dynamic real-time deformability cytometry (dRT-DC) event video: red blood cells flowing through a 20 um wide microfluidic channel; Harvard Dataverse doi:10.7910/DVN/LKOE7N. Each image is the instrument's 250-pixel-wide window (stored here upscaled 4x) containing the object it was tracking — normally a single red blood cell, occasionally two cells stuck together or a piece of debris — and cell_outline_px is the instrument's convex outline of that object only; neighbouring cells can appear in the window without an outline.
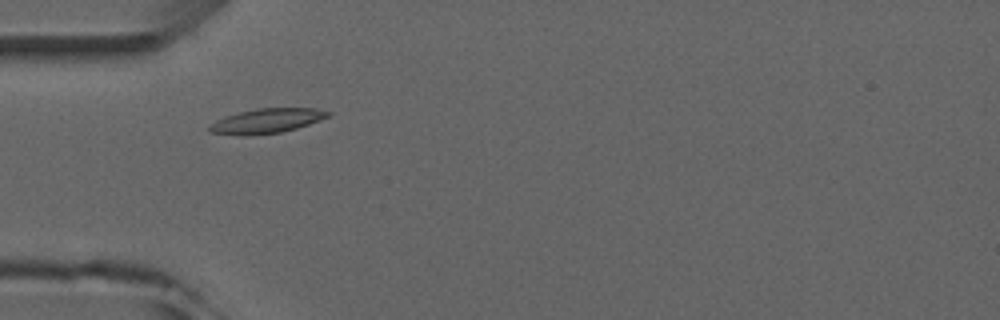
{"species": "common noctule bat (a hibernating species)", "species_latin": "Nyctalus noctula", "temperature_condition": "room temperature", "stored_images_in_passage": 5, "camera_frame_rate_fps": 3000, "um_per_image_px": 0.085, "animal": {"sex": "male", "forearm_length_mm": 52.5}, "frame": {"image": 1, "passage_image": 3, "time_ms": 2.0, "image_size_px": [1000, 320], "cell_outline_px": [[332, 112], [328, 116], [308, 124], [296, 128], [280, 132], [252, 136], [244, 136], [208, 132], [208, 128], [216, 120], [224, 116], [256, 108], [316, 108]], "centroid_in_image_um": [22.63, 10.28], "position_along_channel_um": 62.4, "area_um2": 16.99}}
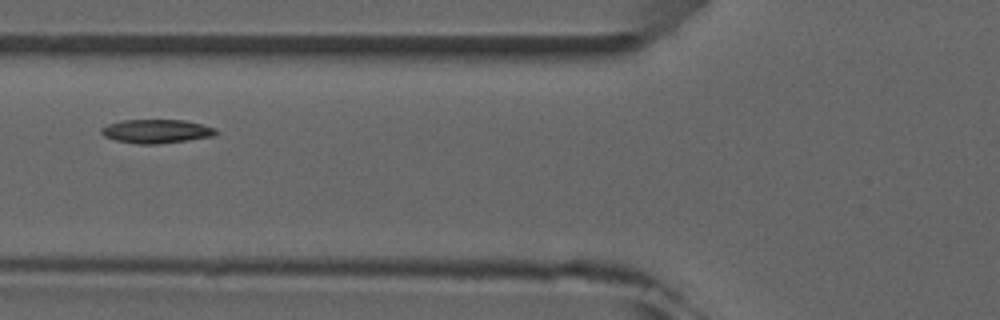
{"frame": {"image": 2, "passage_image": 4, "time_ms": 3.333, "image_size_px": [1000, 320], "cell_outline_px": [[220, 132], [212, 136], [188, 140], [156, 144], [136, 144], [116, 140], [104, 136], [100, 132], [100, 128], [108, 124], [124, 120], [184, 120], [216, 128]], "centroid_in_image_um": [13.29, 11.16], "position_along_channel_um": 112.5, "area_um2": 15.84}}
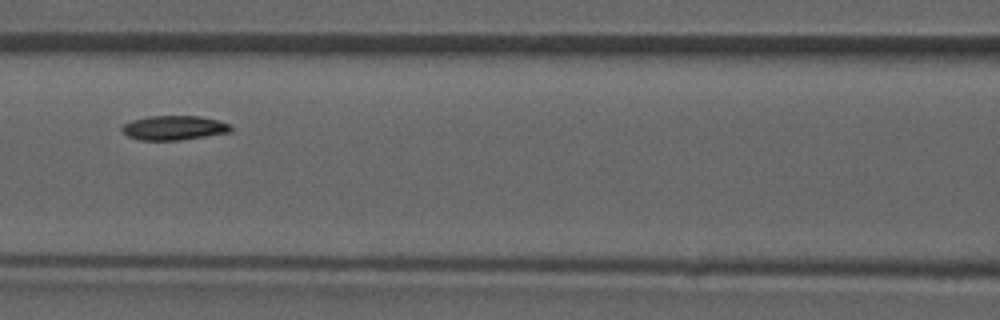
{"frame": {"image": 3, "passage_image": 5, "time_ms": 4.333, "image_size_px": [1000, 320], "cell_outline_px": [[232, 132], [180, 140], [140, 140], [128, 136], [120, 128], [124, 124], [132, 120], [148, 116], [200, 116], [220, 120], [228, 124], [232, 128]], "centroid_in_image_um": [14.81, 10.86], "position_along_channel_um": 151.8, "area_um2": 15.49}}